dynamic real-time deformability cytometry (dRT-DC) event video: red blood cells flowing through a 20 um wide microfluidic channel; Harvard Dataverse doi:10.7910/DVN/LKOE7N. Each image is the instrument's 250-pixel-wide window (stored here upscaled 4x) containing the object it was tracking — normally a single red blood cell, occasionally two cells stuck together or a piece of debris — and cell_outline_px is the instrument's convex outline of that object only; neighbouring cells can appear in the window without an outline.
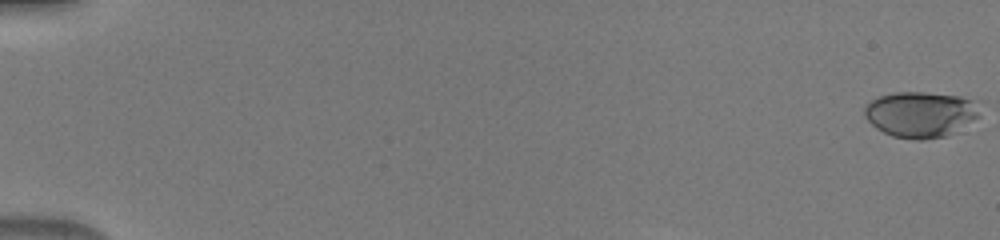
{"species": "human", "species_latin": "Homo sapiens", "temperature_condition": "warm", "stored_images_in_passage": 24, "camera_frame_rate_fps": 3000, "um_per_image_px": 0.085, "donor": {"sex": "male"}, "frame": {"image": 1, "passage_image": 1, "time_ms": 0.0, "image_size_px": [1000, 240], "cell_outline_px": [[976, 116], [948, 136], [924, 140], [916, 140], [892, 136], [876, 128], [864, 116], [864, 108], [872, 100], [880, 96], [896, 92], [924, 92], [960, 96], [968, 100], [976, 112]], "centroid_in_image_um": [78.12, 9.73], "position_along_channel_um": 6.9, "area_um2": 29.88}}
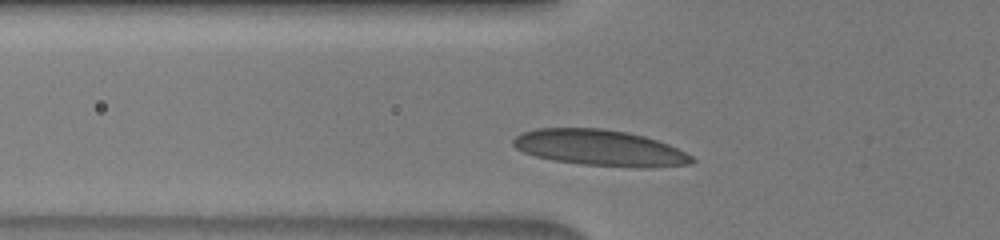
{"frame": {"image": 2, "passage_image": 11, "time_ms": 3.333, "image_size_px": [1000, 240], "cell_outline_px": [[696, 160], [692, 164], [644, 168], [640, 168], [580, 164], [552, 160], [536, 156], [524, 152], [516, 148], [512, 144], [512, 140], [516, 136], [524, 132], [536, 128], [600, 128], [628, 132], [644, 136], [668, 144], [692, 156]], "centroid_in_image_um": [50.99, 12.57], "position_along_channel_um": 74.8, "area_um2": 37.51}}